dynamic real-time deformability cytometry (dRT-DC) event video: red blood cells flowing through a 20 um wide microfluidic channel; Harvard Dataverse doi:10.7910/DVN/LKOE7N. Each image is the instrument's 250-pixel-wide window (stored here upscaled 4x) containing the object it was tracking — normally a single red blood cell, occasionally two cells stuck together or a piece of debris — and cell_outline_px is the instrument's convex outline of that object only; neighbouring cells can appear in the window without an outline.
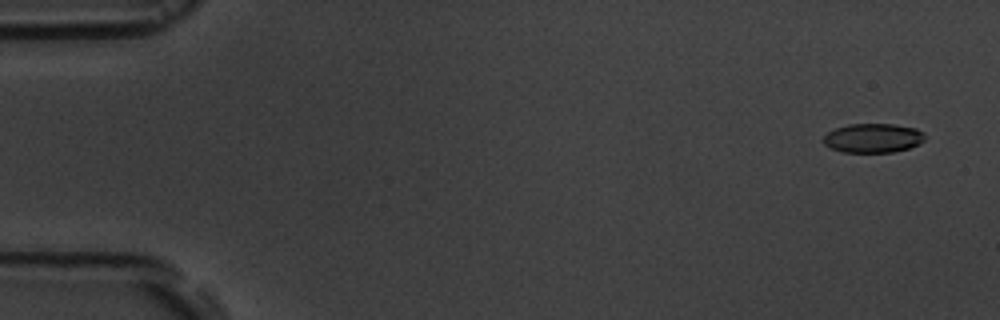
{"species": "common noctule bat (a hibernating species)", "species_latin": "Nyctalus noctula", "temperature_condition": "room temperature", "stored_images_in_passage": 5, "camera_frame_rate_fps": 3000, "um_per_image_px": 0.085, "animal": {"sex": "male", "body_mass_g": 19.5, "forearm_length_mm": 54.6}, "frame": {"image": 1, "passage_image": 1, "time_ms": 0.0, "image_size_px": [1000, 320], "cell_outline_px": [[924, 140], [920, 144], [908, 148], [892, 152], [840, 152], [824, 144], [824, 136], [828, 132], [836, 128], [848, 124], [892, 124], [916, 128], [924, 132]], "centroid_in_image_um": [74.22, 11.73], "position_along_channel_um": 10.8, "area_um2": 17.22}}
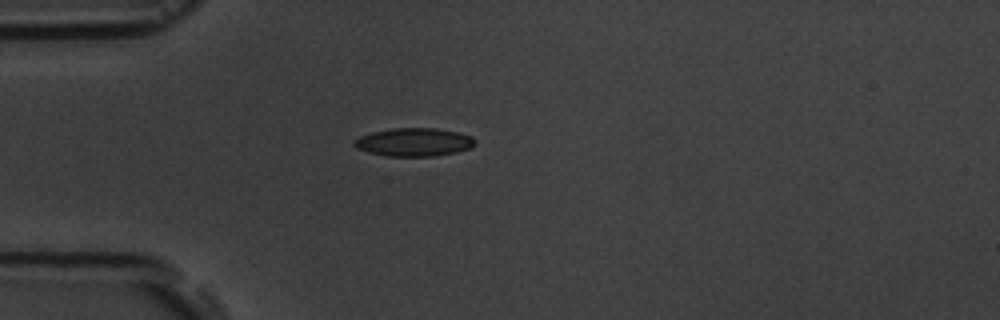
{"frame": {"image": 2, "passage_image": 5, "time_ms": 4.333, "image_size_px": [1000, 320], "cell_outline_px": [[476, 140], [468, 148], [456, 152], [432, 156], [388, 156], [368, 152], [356, 148], [352, 144], [352, 140], [360, 136], [372, 132], [392, 128], [436, 128], [460, 132], [472, 136]], "centroid_in_image_um": [35.15, 12.07], "position_along_channel_um": 49.9, "area_um2": 19.88}}